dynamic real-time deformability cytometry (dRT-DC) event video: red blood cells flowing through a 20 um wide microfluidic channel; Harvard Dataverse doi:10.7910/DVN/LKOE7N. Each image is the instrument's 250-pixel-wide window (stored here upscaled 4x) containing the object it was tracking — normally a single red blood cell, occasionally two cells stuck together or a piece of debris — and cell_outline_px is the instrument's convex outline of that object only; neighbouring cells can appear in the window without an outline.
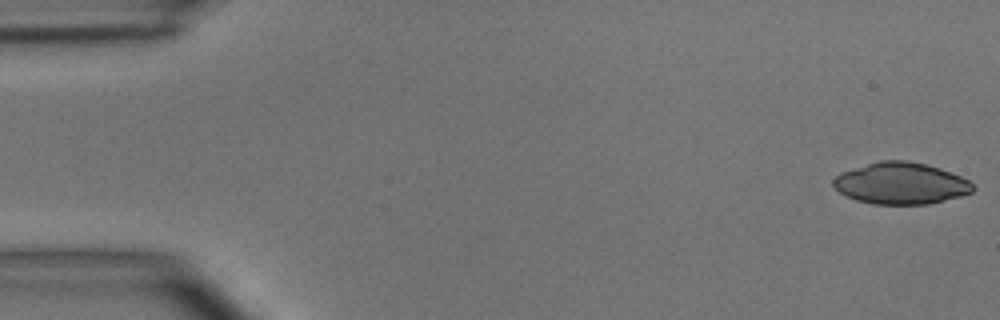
{"species": "common noctule bat (a hibernating species)", "species_latin": "Nyctalus noctula", "temperature_condition": "room temperature", "stored_images_in_passage": 50, "camera_frame_rate_fps": 3000, "um_per_image_px": 0.085, "animal": {"sex": "male", "body_mass_g": 15.6}, "frame": {"image": 1, "passage_image": 1, "time_ms": 0.0, "image_size_px": [1000, 320], "cell_outline_px": [[976, 188], [972, 192], [960, 196], [928, 204], [872, 204], [856, 200], [840, 192], [832, 184], [832, 180], [840, 172], [880, 160], [904, 160], [924, 164], [940, 168], [960, 176], [968, 180]], "centroid_in_image_um": [76.56, 15.58], "position_along_channel_um": 8.4, "area_um2": 33.7}}